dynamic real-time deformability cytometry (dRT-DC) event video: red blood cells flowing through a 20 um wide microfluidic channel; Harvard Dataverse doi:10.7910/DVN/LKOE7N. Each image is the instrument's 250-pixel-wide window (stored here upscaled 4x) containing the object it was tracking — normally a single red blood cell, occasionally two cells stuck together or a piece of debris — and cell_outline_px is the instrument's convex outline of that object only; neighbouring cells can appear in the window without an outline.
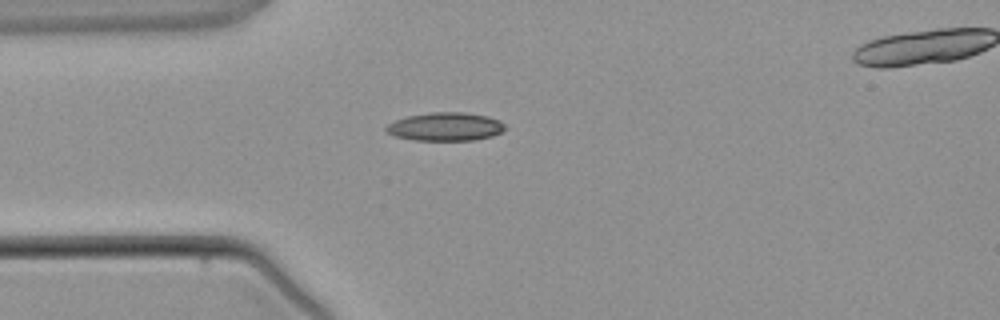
{"species": "common noctule bat (a hibernating species)", "species_latin": "Nyctalus noctula", "temperature_condition": "warm", "stored_images_in_passage": 2, "segment_of_instrument_passage": [1, 2], "camera_frame_rate_fps": 3000, "um_per_image_px": 0.085, "animal": {"sex": "male", "body_mass_g": 21.5, "forearm_length_mm": 52.0}, "frame": {"image": 1, "passage_image": 1, "time_ms": 0.0, "image_size_px": [1000, 320], "cell_outline_px": [[508, 128], [492, 136], [472, 140], [412, 140], [396, 136], [388, 132], [384, 128], [388, 124], [396, 120], [408, 116], [432, 112], [464, 112], [488, 116], [500, 120]], "centroid_in_image_um": [37.89, 10.76], "position_along_channel_um": 47.1, "area_um2": 19.59}}